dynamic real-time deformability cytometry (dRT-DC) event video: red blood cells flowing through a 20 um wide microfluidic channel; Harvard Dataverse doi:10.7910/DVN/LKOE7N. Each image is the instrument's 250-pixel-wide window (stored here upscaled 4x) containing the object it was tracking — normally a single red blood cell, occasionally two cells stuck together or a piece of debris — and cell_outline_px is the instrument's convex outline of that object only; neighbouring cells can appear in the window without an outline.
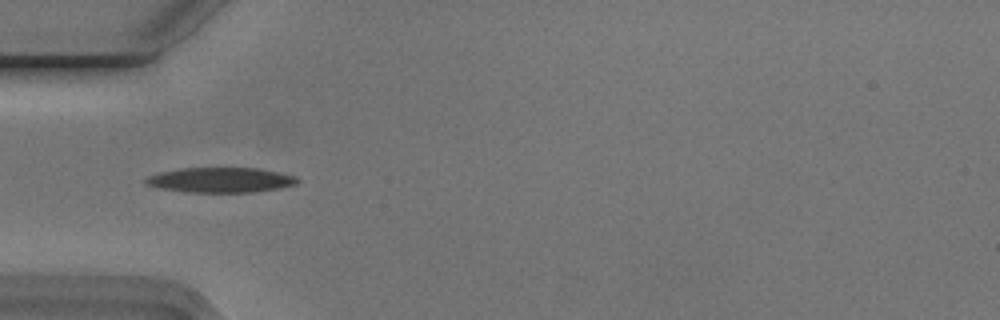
{"species": "Egyptian fruit bat (a non-hibernating species)", "species_latin": "Rousettus aegyptiacus", "temperature_condition": "cold", "stored_images_in_passage": 7, "camera_frame_rate_fps": 3000, "um_per_image_px": 0.085, "animal": {"sex": "male"}, "frame": {"image": 1, "passage_image": 4, "time_ms": 1.0, "image_size_px": [1000, 320], "cell_outline_px": [[300, 180], [296, 184], [280, 188], [256, 192], [184, 192], [160, 188], [144, 184], [144, 180], [148, 176], [160, 172], [184, 168], [260, 168], [296, 176]], "centroid_in_image_um": [18.76, 15.3], "position_along_channel_um": 66.2, "area_um2": 22.2}}
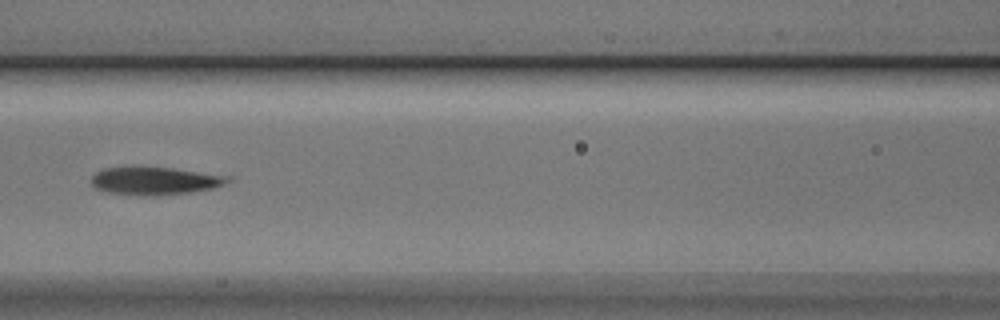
{"frame": {"image": 2, "passage_image": 6, "time_ms": 1.667, "image_size_px": [1000, 320], "cell_outline_px": [[232, 180], [224, 184], [212, 188], [192, 192], [152, 196], [108, 192], [96, 188], [92, 184], [92, 176], [96, 172], [104, 168], [132, 164], [172, 168], [232, 176]], "centroid_in_image_um": [13.15, 15.33], "position_along_channel_um": 153.4, "area_um2": 22.72}}
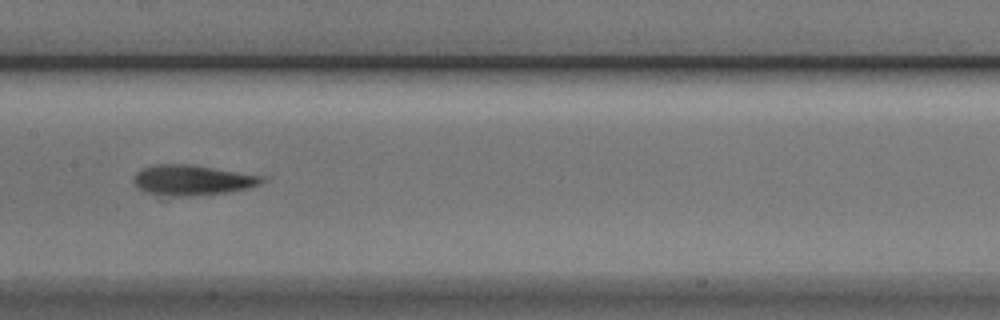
{"frame": {"image": 3, "passage_image": 7, "time_ms": 2.0, "image_size_px": [1000, 320], "cell_outline_px": [[272, 176], [268, 180], [260, 184], [248, 188], [228, 192], [188, 196], [156, 196], [140, 188], [132, 180], [136, 172], [144, 168], [156, 164], [192, 164]], "centroid_in_image_um": [16.46, 15.3], "position_along_channel_um": 190.9, "area_um2": 23.24}}